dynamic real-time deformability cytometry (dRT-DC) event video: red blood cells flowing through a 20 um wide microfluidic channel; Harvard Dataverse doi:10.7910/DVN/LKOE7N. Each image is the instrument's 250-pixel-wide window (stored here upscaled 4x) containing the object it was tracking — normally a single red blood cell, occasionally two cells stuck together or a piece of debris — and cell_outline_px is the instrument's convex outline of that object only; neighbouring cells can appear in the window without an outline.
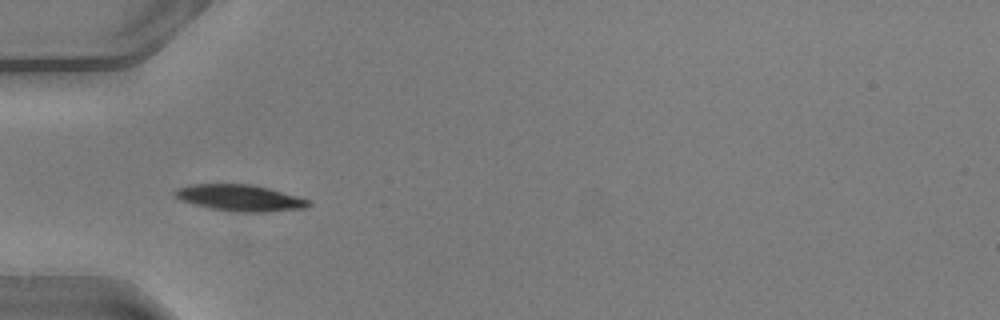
{"species": "common noctule bat (a hibernating species)", "species_latin": "Nyctalus noctula", "temperature_condition": "warm", "stored_images_in_passage": 16, "camera_frame_rate_fps": 3000, "um_per_image_px": 0.085, "animal": {"sex": "male", "body_mass_g": 20.5, "forearm_length_mm": 52.5}, "frame": {"image": 1, "passage_image": 1, "time_ms": 0.0, "image_size_px": [1000, 320], "cell_outline_px": [[312, 204], [304, 208], [264, 212], [240, 212], [212, 208], [180, 200], [172, 192], [176, 188], [192, 184], [252, 184], [268, 188], [296, 196], [308, 200]], "centroid_in_image_um": [20.37, 16.81], "position_along_channel_um": 64.6, "area_um2": 20.23}}
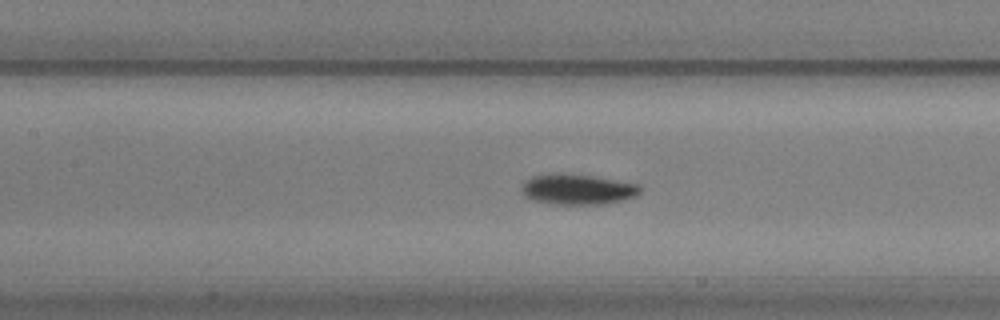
{"frame": {"image": 2, "passage_image": 8, "time_ms": 2.333, "image_size_px": [1000, 320], "cell_outline_px": [[640, 192], [636, 196], [624, 200], [608, 204], [552, 204], [532, 200], [524, 196], [520, 188], [524, 180], [532, 176], [592, 176], [640, 184]], "centroid_in_image_um": [49.12, 16.14], "position_along_channel_um": 158.3, "area_um2": 20.52}}
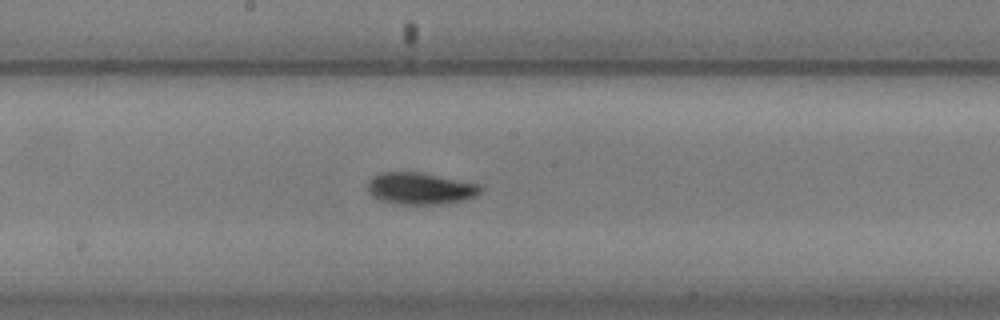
{"frame": {"image": 3, "passage_image": 12, "time_ms": 3.667, "image_size_px": [1000, 320], "cell_outline_px": [[484, 188], [476, 196], [464, 200], [444, 204], [400, 204], [380, 200], [372, 196], [368, 192], [368, 180], [372, 176], [380, 172], [420, 172], [480, 184]], "centroid_in_image_um": [35.72, 16.02], "position_along_channel_um": 212.5, "area_um2": 21.1}}